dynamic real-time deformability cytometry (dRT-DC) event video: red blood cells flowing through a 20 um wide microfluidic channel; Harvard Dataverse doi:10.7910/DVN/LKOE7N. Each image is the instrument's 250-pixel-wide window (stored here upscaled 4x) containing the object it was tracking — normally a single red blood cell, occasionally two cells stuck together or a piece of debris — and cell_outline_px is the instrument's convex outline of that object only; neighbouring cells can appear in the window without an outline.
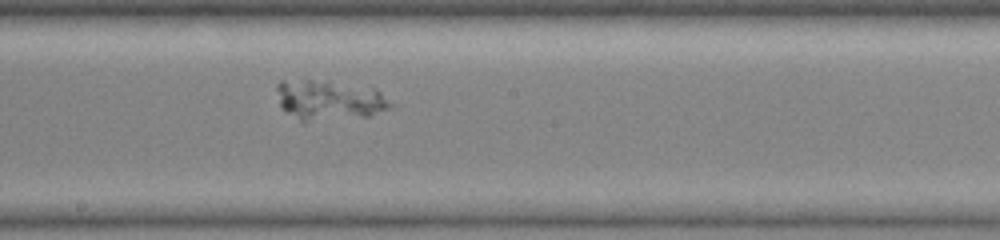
{"species": "common noctule bat (a hibernating species)", "species_latin": "Nyctalus noctula", "temperature_condition": "warm", "stored_images_in_passage": 31, "segment_of_instrument_passage": [3, 3], "camera_frame_rate_fps": 3000, "um_per_image_px": 0.085, "animal": {"sex": "female", "body_mass_g": 19.0, "forearm_length_mm": 51.5}, "frame": {"image": 1, "passage_image": 17, "time_ms": 5.333, "image_size_px": [1000, 240], "cell_outline_px": [[400, 104], [368, 116], [304, 120], [300, 120], [288, 112], [280, 104], [276, 88], [276, 84], [280, 80], [300, 76], [328, 80], [372, 88], [380, 92]], "centroid_in_image_um": [28.0, 8.42], "position_along_channel_um": 220.2, "area_um2": 27.05}}
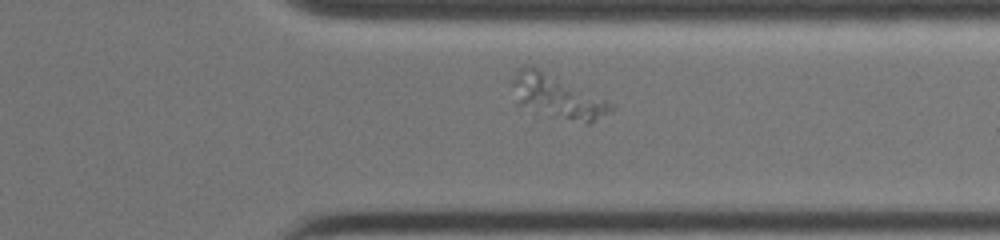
{"frame": {"image": 2, "passage_image": 25, "time_ms": 8.0, "image_size_px": [1000, 240], "cell_outline_px": [[616, 108], [588, 124], [532, 112], [516, 104], [512, 84], [512, 76], [520, 68], [528, 64], [540, 68], [616, 104]], "centroid_in_image_um": [47.34, 8.2], "position_along_channel_um": 364.1, "area_um2": 25.49}}
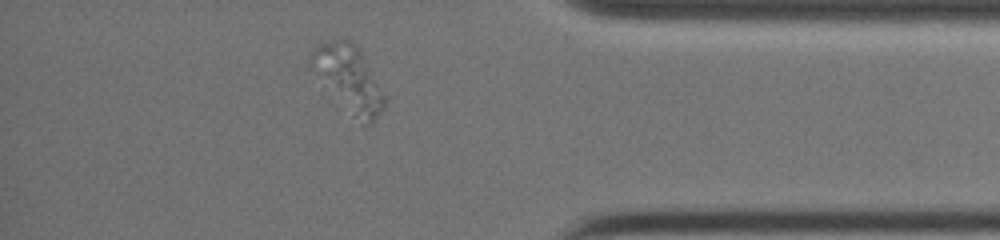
{"frame": {"image": 3, "passage_image": 28, "time_ms": 9.0, "image_size_px": [1000, 240], "cell_outline_px": [[384, 108], [372, 124], [364, 124], [352, 116], [312, 68], [308, 56], [312, 48], [316, 44], [340, 36], [352, 40], [356, 44], [384, 96]], "centroid_in_image_um": [29.6, 6.61], "position_along_channel_um": 405.6, "area_um2": 27.57}}